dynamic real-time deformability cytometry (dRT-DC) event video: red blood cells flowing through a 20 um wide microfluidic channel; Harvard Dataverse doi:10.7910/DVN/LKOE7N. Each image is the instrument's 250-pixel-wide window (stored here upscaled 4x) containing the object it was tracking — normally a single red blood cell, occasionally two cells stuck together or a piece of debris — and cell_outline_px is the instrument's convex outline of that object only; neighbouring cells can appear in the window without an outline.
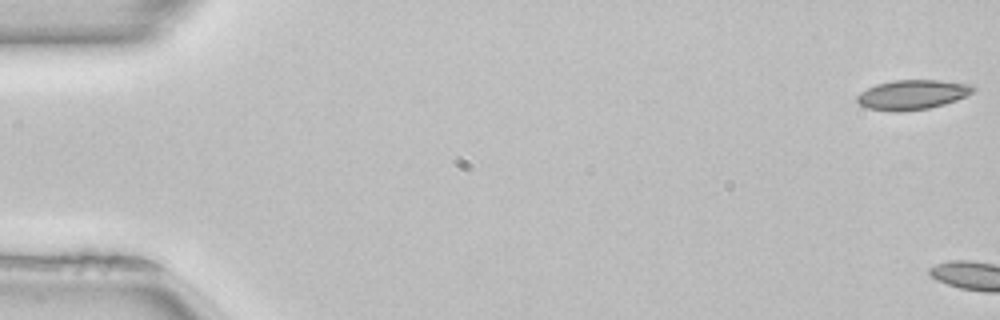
{"species": "common noctule bat (a hibernating species)", "species_latin": "Nyctalus noctula", "temperature_condition": "room temperature", "stored_images_in_passage": 4, "camera_frame_rate_fps": 3000, "um_per_image_px": 0.085, "animal": {"sex": "female", "body_mass_g": 22.7, "forearm_length_mm": 54.2}, "frame": {"image": 1, "passage_image": 1, "time_ms": 0.0, "image_size_px": [1000, 320], "cell_outline_px": [[976, 88], [972, 92], [956, 100], [944, 104], [928, 108], [900, 112], [896, 112], [868, 108], [860, 104], [856, 100], [856, 96], [860, 92], [876, 84], [892, 80], [940, 80], [972, 84]], "centroid_in_image_um": [77.54, 8.04], "position_along_channel_um": 7.5, "area_um2": 20.06}}